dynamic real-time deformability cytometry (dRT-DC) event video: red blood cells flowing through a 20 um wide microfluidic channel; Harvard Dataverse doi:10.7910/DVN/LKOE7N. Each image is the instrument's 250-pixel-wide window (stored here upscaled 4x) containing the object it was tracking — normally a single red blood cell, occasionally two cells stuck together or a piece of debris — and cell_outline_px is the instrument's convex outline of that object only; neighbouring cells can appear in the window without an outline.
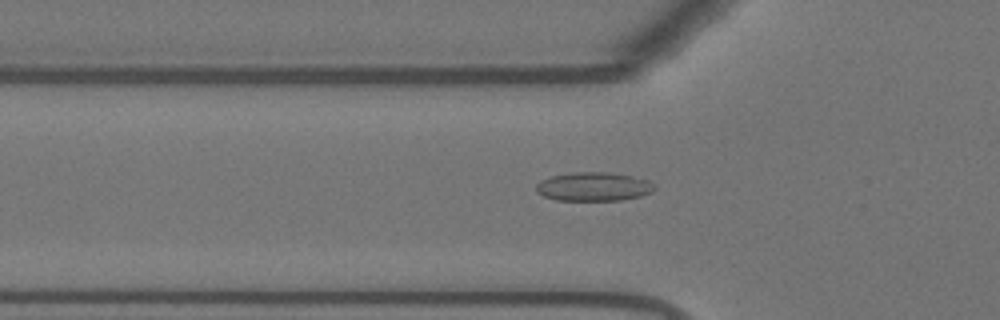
{"species": "Egyptian fruit bat (a non-hibernating species)", "species_latin": "Rousettus aegyptiacus", "temperature_condition": "warm", "stored_images_in_passage": 34, "camera_frame_rate_fps": 3000, "um_per_image_px": 0.085, "animal": {"sex": "female"}, "frame": {"image": 1, "passage_image": 3, "time_ms": 0.667, "image_size_px": [1000, 320], "cell_outline_px": [[656, 188], [652, 192], [640, 196], [620, 200], [556, 200], [544, 196], [536, 192], [536, 184], [540, 180], [552, 176], [572, 172], [608, 172], [632, 176], [648, 180], [656, 184]], "centroid_in_image_um": [50.47, 15.86], "position_along_channel_um": 75.3, "area_um2": 19.94}}
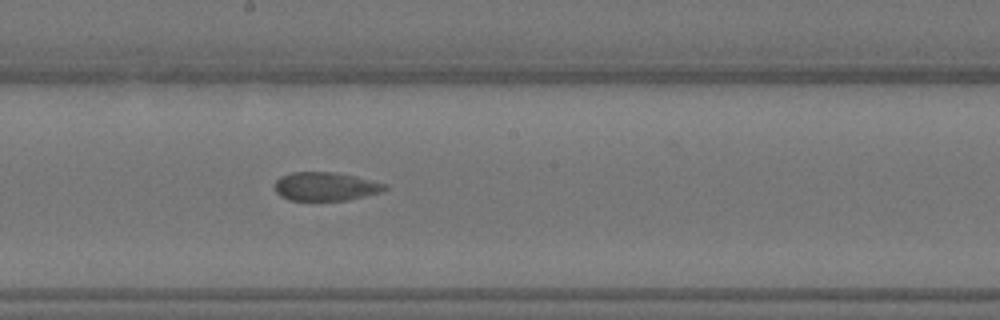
{"frame": {"image": 2, "passage_image": 15, "time_ms": 4.667, "image_size_px": [1000, 320], "cell_outline_px": [[388, 188], [380, 192], [348, 200], [288, 200], [280, 196], [276, 192], [272, 184], [280, 176], [292, 172], [336, 172], [356, 176], [388, 184]], "centroid_in_image_um": [27.64, 15.84], "position_along_channel_um": 220.6, "area_um2": 18.55}}
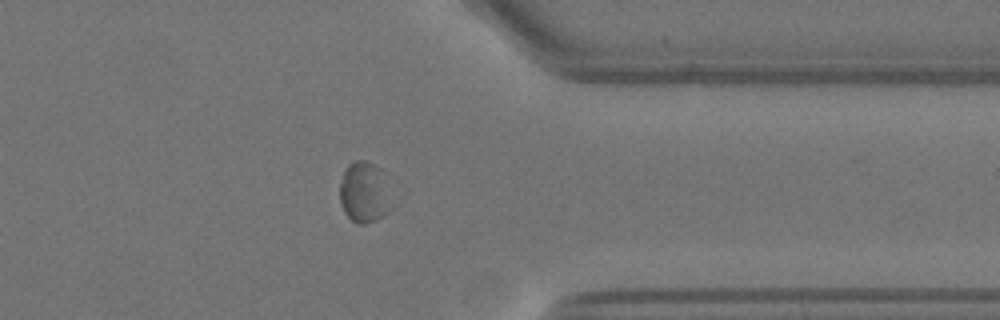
{"frame": {"image": 3, "passage_image": 29, "time_ms": 9.333, "image_size_px": [1000, 320], "cell_outline_px": [[392, 208], [384, 216], [376, 220], [364, 224], [356, 224], [344, 212], [340, 200], [340, 184], [344, 168], [348, 164], [356, 160], [364, 160], [380, 168]], "centroid_in_image_um": [30.93, 16.37], "position_along_channel_um": 380.5, "area_um2": 18.15}}